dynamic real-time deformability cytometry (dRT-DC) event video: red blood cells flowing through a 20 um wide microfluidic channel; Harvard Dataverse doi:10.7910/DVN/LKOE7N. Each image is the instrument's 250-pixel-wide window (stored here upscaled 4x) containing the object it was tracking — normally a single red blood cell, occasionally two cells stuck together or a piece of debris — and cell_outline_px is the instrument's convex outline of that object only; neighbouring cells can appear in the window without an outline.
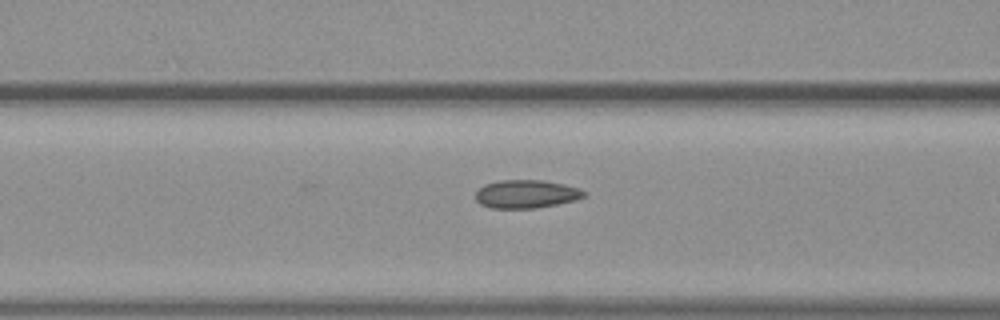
{"species": "common noctule bat (a hibernating species)", "species_latin": "Nyctalus noctula", "temperature_condition": "warm", "stored_images_in_passage": 16, "camera_frame_rate_fps": 3000, "um_per_image_px": 0.085, "animal": {"sex": "female", "body_mass_g": 19.3, "forearm_length_mm": 54.1}, "frame": {"image": 1, "passage_image": 5, "time_ms": 1.333, "image_size_px": [1000, 320], "cell_outline_px": [[588, 192], [584, 196], [576, 200], [536, 208], [492, 208], [480, 204], [476, 200], [476, 192], [484, 184], [500, 180], [544, 180], [564, 184], [580, 188]], "centroid_in_image_um": [44.75, 16.48], "position_along_channel_um": 121.9, "area_um2": 17.92}}
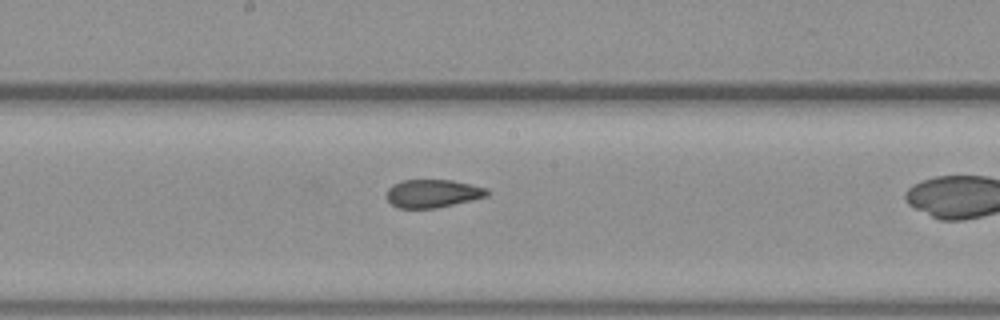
{"frame": {"image": 2, "passage_image": 12, "time_ms": 3.667, "image_size_px": [1000, 320], "cell_outline_px": [[488, 196], [472, 200], [436, 208], [396, 208], [388, 200], [388, 188], [392, 184], [400, 180], [452, 180], [488, 188]], "centroid_in_image_um": [36.78, 16.44], "position_along_channel_um": 211.4, "area_um2": 16.47}}